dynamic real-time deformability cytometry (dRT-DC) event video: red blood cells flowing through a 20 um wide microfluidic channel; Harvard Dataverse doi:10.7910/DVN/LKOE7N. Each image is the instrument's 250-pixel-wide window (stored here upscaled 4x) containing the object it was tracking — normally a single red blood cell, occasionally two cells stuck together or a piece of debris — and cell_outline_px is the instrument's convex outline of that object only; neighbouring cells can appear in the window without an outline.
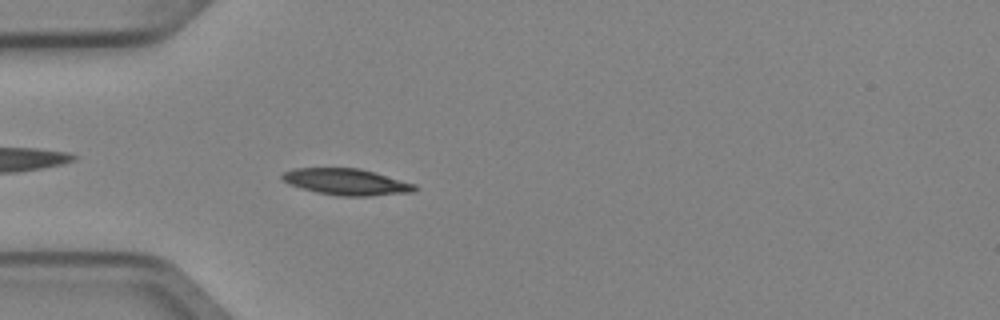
{"species": "Egyptian fruit bat (a non-hibernating species)", "species_latin": "Rousettus aegyptiacus", "temperature_condition": "cold", "stored_images_in_passage": 5, "camera_frame_rate_fps": 3000, "um_per_image_px": 0.085, "animal": {"sex": "female"}, "frame": {"image": 1, "passage_image": 5, "time_ms": 1.333, "image_size_px": [1000, 320], "cell_outline_px": [[420, 188], [416, 192], [372, 196], [340, 196], [316, 192], [288, 184], [280, 176], [284, 172], [292, 168], [360, 168], [416, 184]], "centroid_in_image_um": [29.49, 15.46], "position_along_channel_um": 55.5, "area_um2": 20.58}}